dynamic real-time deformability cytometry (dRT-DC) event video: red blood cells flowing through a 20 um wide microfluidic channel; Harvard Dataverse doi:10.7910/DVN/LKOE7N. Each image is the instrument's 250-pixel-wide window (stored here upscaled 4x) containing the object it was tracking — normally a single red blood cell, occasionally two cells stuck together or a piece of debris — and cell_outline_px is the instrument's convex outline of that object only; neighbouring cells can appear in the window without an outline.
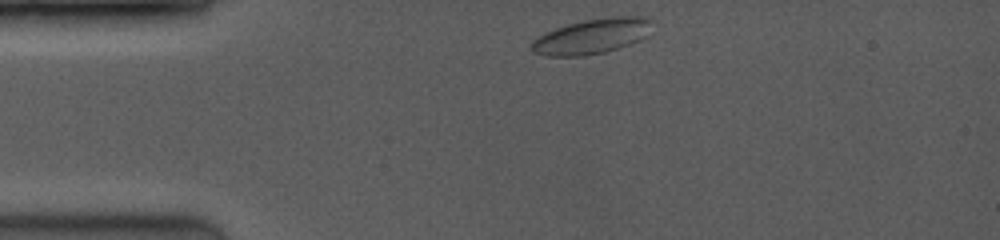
{"species": "common noctule bat (a hibernating species)", "species_latin": "Nyctalus noctula", "temperature_condition": "room temperature", "stored_images_in_passage": 28, "camera_frame_rate_fps": 3500, "um_per_image_px": 0.085, "animal": {"sex": "female", "body_mass_g": 19.0, "forearm_length_mm": 53.3}, "frame": {"image": 1, "passage_image": 1, "time_ms": 0.0, "image_size_px": [1000, 240], "cell_outline_px": [[652, 20], [644, 36], [640, 40], [604, 52], [584, 56], [548, 56], [532, 52], [532, 40], [556, 28], [568, 24], [584, 20], [612, 16], [640, 16]], "centroid_in_image_um": [50.28, 3.08], "position_along_channel_um": 34.7, "area_um2": 24.16}}
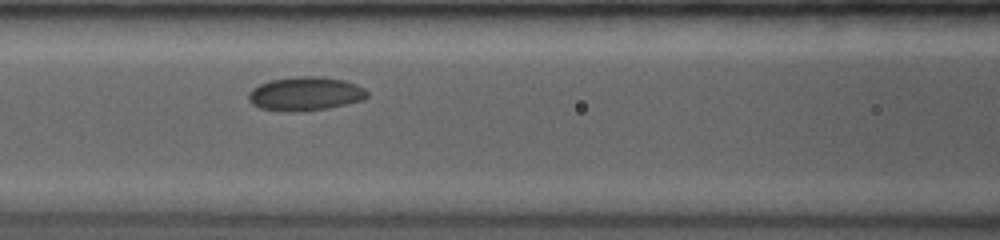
{"frame": {"image": 2, "passage_image": 13, "time_ms": 3.714, "image_size_px": [1000, 240], "cell_outline_px": [[368, 96], [364, 100], [328, 108], [288, 112], [280, 112], [260, 108], [252, 104], [248, 100], [248, 92], [252, 88], [260, 84], [272, 80], [296, 76], [320, 76], [344, 80], [356, 84], [364, 88], [368, 92]], "centroid_in_image_um": [25.94, 7.97], "position_along_channel_um": 140.7, "area_um2": 23.52}}
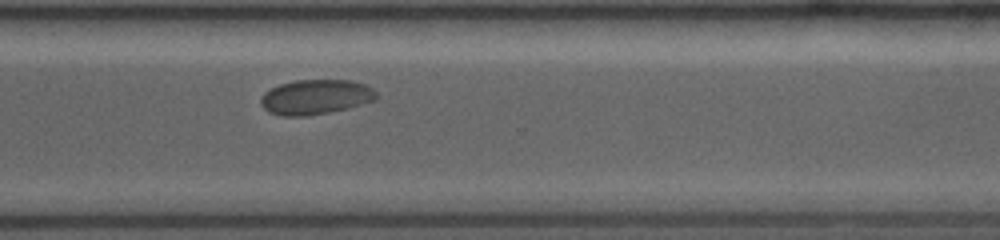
{"frame": {"image": 3, "passage_image": 28, "time_ms": 8.857, "image_size_px": [1000, 240], "cell_outline_px": [[376, 100], [348, 108], [328, 112], [304, 116], [280, 116], [268, 112], [260, 104], [260, 100], [264, 92], [280, 84], [296, 80], [352, 80], [364, 84], [372, 88], [376, 92]], "centroid_in_image_um": [26.81, 8.24], "position_along_channel_um": 343.8, "area_um2": 23.47}}